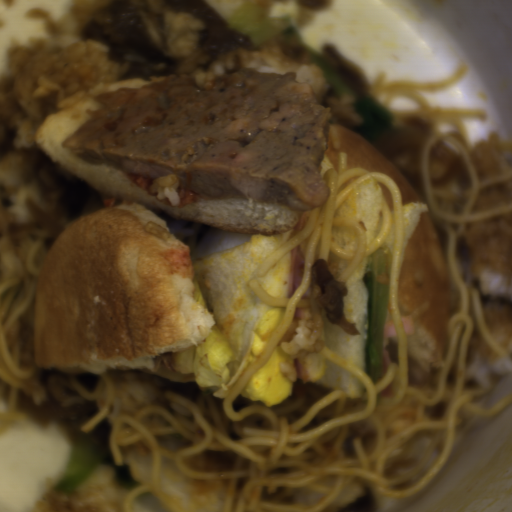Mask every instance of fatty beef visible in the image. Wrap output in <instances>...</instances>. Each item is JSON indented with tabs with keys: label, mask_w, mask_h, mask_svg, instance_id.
Segmentation results:
<instances>
[{
	"label": "fatty beef",
	"mask_w": 512,
	"mask_h": 512,
	"mask_svg": "<svg viewBox=\"0 0 512 512\" xmlns=\"http://www.w3.org/2000/svg\"><path fill=\"white\" fill-rule=\"evenodd\" d=\"M346 282L339 280L330 267L316 261L310 277L307 295L296 311L295 331L277 342L280 349L294 356H318L322 351V332L327 325L345 333H359L354 320L346 316L342 298Z\"/></svg>",
	"instance_id": "fatty-beef-3"
},
{
	"label": "fatty beef",
	"mask_w": 512,
	"mask_h": 512,
	"mask_svg": "<svg viewBox=\"0 0 512 512\" xmlns=\"http://www.w3.org/2000/svg\"><path fill=\"white\" fill-rule=\"evenodd\" d=\"M429 170L433 189L455 195L464 193L472 180L460 151L447 142L434 145L429 155Z\"/></svg>",
	"instance_id": "fatty-beef-6"
},
{
	"label": "fatty beef",
	"mask_w": 512,
	"mask_h": 512,
	"mask_svg": "<svg viewBox=\"0 0 512 512\" xmlns=\"http://www.w3.org/2000/svg\"><path fill=\"white\" fill-rule=\"evenodd\" d=\"M323 61L340 84L359 95L369 93L367 80L352 58L340 54L332 47H325Z\"/></svg>",
	"instance_id": "fatty-beef-7"
},
{
	"label": "fatty beef",
	"mask_w": 512,
	"mask_h": 512,
	"mask_svg": "<svg viewBox=\"0 0 512 512\" xmlns=\"http://www.w3.org/2000/svg\"><path fill=\"white\" fill-rule=\"evenodd\" d=\"M117 64L119 82L216 69L238 52H261L248 35L204 1H102L78 27ZM150 82V83H151Z\"/></svg>",
	"instance_id": "fatty-beef-1"
},
{
	"label": "fatty beef",
	"mask_w": 512,
	"mask_h": 512,
	"mask_svg": "<svg viewBox=\"0 0 512 512\" xmlns=\"http://www.w3.org/2000/svg\"><path fill=\"white\" fill-rule=\"evenodd\" d=\"M428 125L417 115L391 119L390 130L370 142L389 157L417 193L421 190V160Z\"/></svg>",
	"instance_id": "fatty-beef-5"
},
{
	"label": "fatty beef",
	"mask_w": 512,
	"mask_h": 512,
	"mask_svg": "<svg viewBox=\"0 0 512 512\" xmlns=\"http://www.w3.org/2000/svg\"><path fill=\"white\" fill-rule=\"evenodd\" d=\"M154 213L166 221L172 235L186 244L190 254L204 249L215 228L199 221L182 219L159 210Z\"/></svg>",
	"instance_id": "fatty-beef-8"
},
{
	"label": "fatty beef",
	"mask_w": 512,
	"mask_h": 512,
	"mask_svg": "<svg viewBox=\"0 0 512 512\" xmlns=\"http://www.w3.org/2000/svg\"><path fill=\"white\" fill-rule=\"evenodd\" d=\"M19 180L35 187L40 195L39 206L63 230L71 221L92 211L125 202L62 166L39 142L23 150Z\"/></svg>",
	"instance_id": "fatty-beef-2"
},
{
	"label": "fatty beef",
	"mask_w": 512,
	"mask_h": 512,
	"mask_svg": "<svg viewBox=\"0 0 512 512\" xmlns=\"http://www.w3.org/2000/svg\"><path fill=\"white\" fill-rule=\"evenodd\" d=\"M99 407L92 402L66 406L22 391L15 406L18 414L27 420L61 429L72 445L91 452L97 462L110 466L114 461L110 448L111 421L104 418L92 429L85 431L83 428L84 420L97 412Z\"/></svg>",
	"instance_id": "fatty-beef-4"
}]
</instances>
